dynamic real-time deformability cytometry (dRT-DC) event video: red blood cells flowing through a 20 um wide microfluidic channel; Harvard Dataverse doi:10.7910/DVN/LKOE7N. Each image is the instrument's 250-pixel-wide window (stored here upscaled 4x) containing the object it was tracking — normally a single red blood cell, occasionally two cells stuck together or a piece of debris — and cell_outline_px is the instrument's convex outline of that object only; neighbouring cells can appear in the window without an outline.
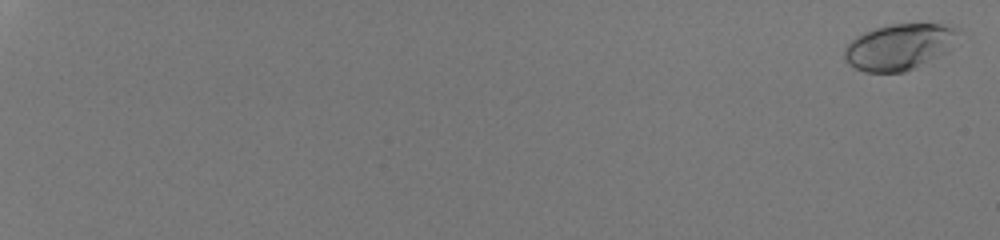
{"species": "human", "species_latin": "Homo sapiens", "temperature_condition": "room temperature", "stored_images_in_passage": 56, "camera_frame_rate_fps": 3000, "um_per_image_px": 0.085, "donor": {"sex": "male"}, "frame": {"image": 1, "passage_image": 2, "time_ms": 0.333, "image_size_px": [1000, 240], "cell_outline_px": [[960, 28], [952, 48], [948, 52], [916, 68], [904, 72], [864, 72], [848, 64], [844, 60], [844, 48], [856, 36], [864, 32], [888, 24], [944, 24]], "centroid_in_image_um": [76.45, 3.99], "position_along_channel_um": 8.5, "area_um2": 30.87}}
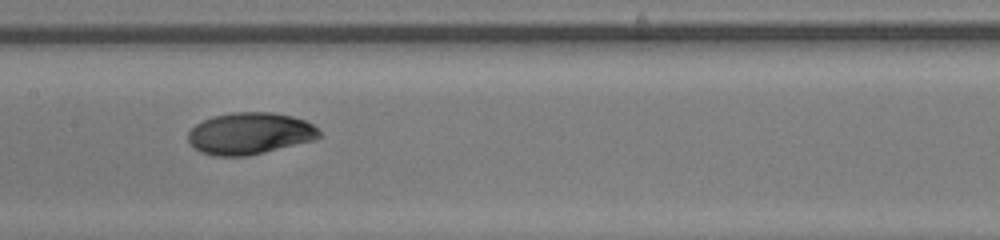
{"frame": {"image": 2, "passage_image": 35, "time_ms": 11.333, "image_size_px": [1000, 240], "cell_outline_px": [[320, 136], [312, 140], [248, 156], [216, 156], [200, 152], [188, 140], [188, 132], [196, 124], [212, 116], [232, 112], [272, 112], [292, 116], [304, 120], [312, 124], [320, 132]], "centroid_in_image_um": [21.21, 11.33], "position_along_channel_um": 186.2, "area_um2": 31.67}}
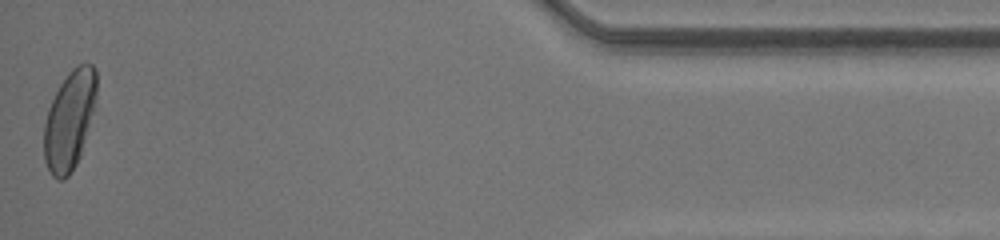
{"frame": {"image": 3, "passage_image": 56, "time_ms": 18.333, "image_size_px": [1000, 240], "cell_outline_px": [[96, 96], [92, 112], [80, 156], [76, 164], [68, 176], [64, 180], [56, 180], [52, 176], [44, 160], [44, 124], [48, 108], [60, 84], [68, 72], [76, 64], [92, 64], [96, 68]], "centroid_in_image_um": [5.88, 10.21], "position_along_channel_um": 429.3, "area_um2": 30.06}, "authors_computed_cell_mechanics": {"area_um2": 30.7496, "velocity_mm_per_s": 4.2543, "shape_relaxation_time_tau1_ms": 3.06, "shape_relaxation_time_tau2_ms": 0.8579, "deformation_change_tau1": 0.1627, "deformation_change_tau2": 0.0279}}